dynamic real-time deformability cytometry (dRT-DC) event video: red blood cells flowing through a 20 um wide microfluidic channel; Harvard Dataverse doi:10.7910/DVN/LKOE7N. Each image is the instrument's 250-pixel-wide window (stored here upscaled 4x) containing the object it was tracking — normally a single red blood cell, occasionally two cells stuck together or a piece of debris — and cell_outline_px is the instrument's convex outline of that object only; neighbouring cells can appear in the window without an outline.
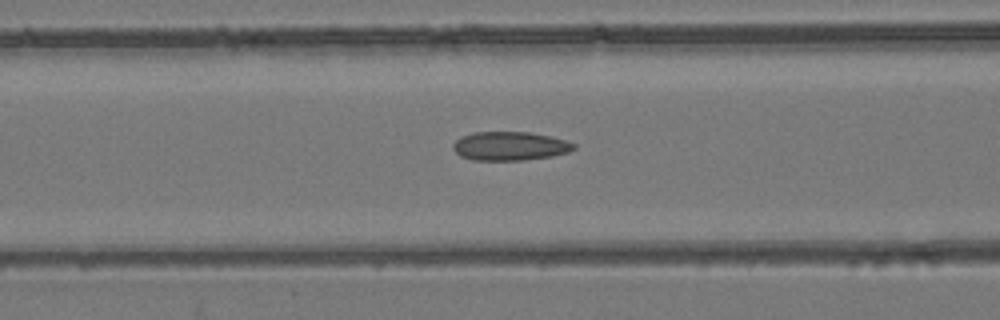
{"species": "common noctule bat (a hibernating species)", "species_latin": "Nyctalus noctula", "temperature_condition": "room temperature", "stored_images_in_passage": 52, "camera_frame_rate_fps": 3000, "um_per_image_px": 0.085, "animal": {"sex": "female", "body_mass_g": 24.6, "forearm_length_mm": 56.2}, "frame": {"image": 1, "passage_image": 20, "time_ms": 6.333, "image_size_px": [1000, 320], "cell_outline_px": [[576, 148], [568, 152], [552, 156], [524, 160], [472, 160], [460, 156], [452, 148], [452, 144], [460, 136], [472, 132], [528, 132], [548, 136], [564, 140], [576, 144]], "centroid_in_image_um": [43.3, 12.41], "position_along_channel_um": 123.3, "area_um2": 20.29}}
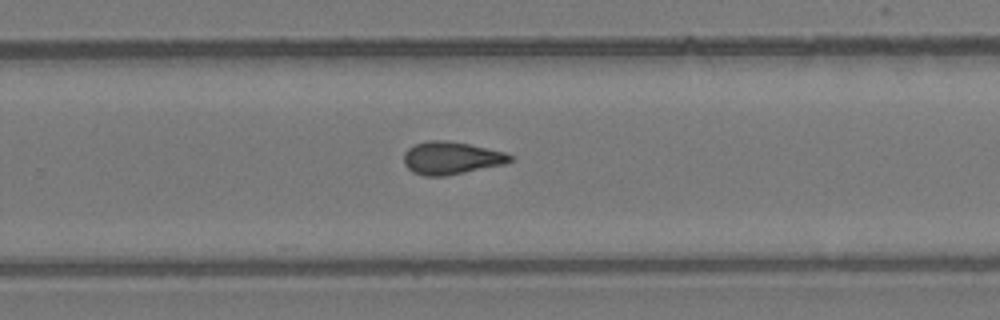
{"frame": {"image": 2, "passage_image": 33, "time_ms": 10.667, "image_size_px": [1000, 320], "cell_outline_px": [[512, 160], [504, 164], [448, 176], [424, 176], [412, 172], [404, 164], [404, 152], [408, 148], [416, 144], [428, 140], [448, 140], [468, 144], [504, 152], [512, 156]], "centroid_in_image_um": [38.32, 13.44], "position_along_channel_um": 291.5, "area_um2": 20.23}}
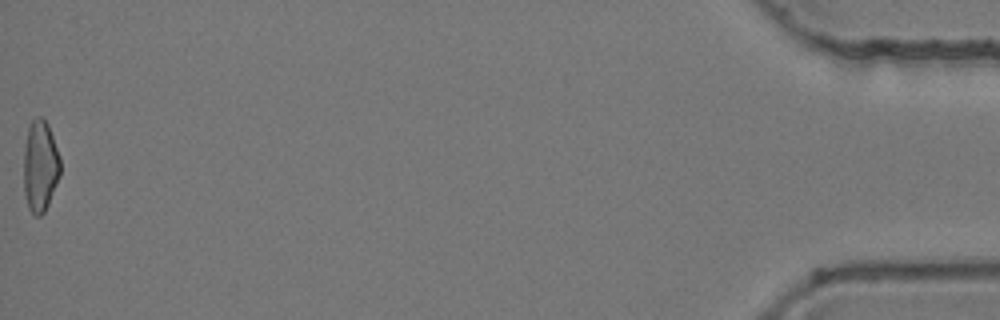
{"frame": {"image": 3, "passage_image": 52, "time_ms": 17.0, "image_size_px": [1000, 320], "cell_outline_px": [[60, 176], [48, 204], [44, 212], [40, 216], [36, 216], [28, 208], [24, 192], [24, 152], [28, 128], [32, 120], [36, 116], [40, 116], [48, 124], [60, 156]], "centroid_in_image_um": [3.42, 14.12], "position_along_channel_um": 431.8, "area_um2": 19.48}, "authors_computed_cell_mechanics": {"area_um2": 20.0566, "velocity_mm_per_s": 3.8922, "shape_relaxation_time_tau1_ms": null, "shape_relaxation_time_tau2_ms": 2.0372, "deformation_change_tau1": null, "deformation_change_tau2": 0.0808}}